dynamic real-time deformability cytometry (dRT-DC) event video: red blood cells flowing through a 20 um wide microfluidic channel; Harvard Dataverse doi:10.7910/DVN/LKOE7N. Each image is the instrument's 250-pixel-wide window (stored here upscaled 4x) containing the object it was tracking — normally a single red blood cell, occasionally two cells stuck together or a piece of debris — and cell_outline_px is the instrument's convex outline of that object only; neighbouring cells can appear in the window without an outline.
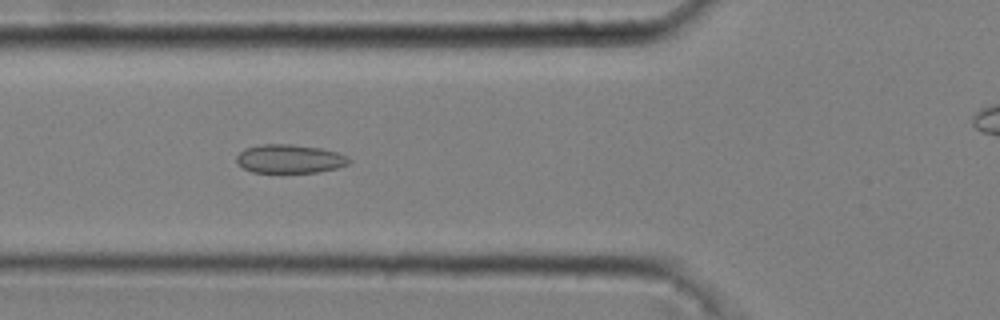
{"species": "common noctule bat (a hibernating species)", "species_latin": "Nyctalus noctula", "temperature_condition": "cold", "stored_images_in_passage": 35, "camera_frame_rate_fps": 3000, "um_per_image_px": 0.085, "animal": {"sex": "male", "body_mass_g": 20.4}, "frame": {"image": 1, "passage_image": 6, "time_ms": 1.667, "image_size_px": [1000, 320], "cell_outline_px": [[352, 160], [348, 164], [336, 168], [316, 172], [252, 172], [244, 168], [236, 160], [236, 156], [244, 148], [260, 144], [292, 144], [320, 148], [336, 152], [348, 156]], "centroid_in_image_um": [24.62, 13.49], "position_along_channel_um": 101.2, "area_um2": 18.73}}
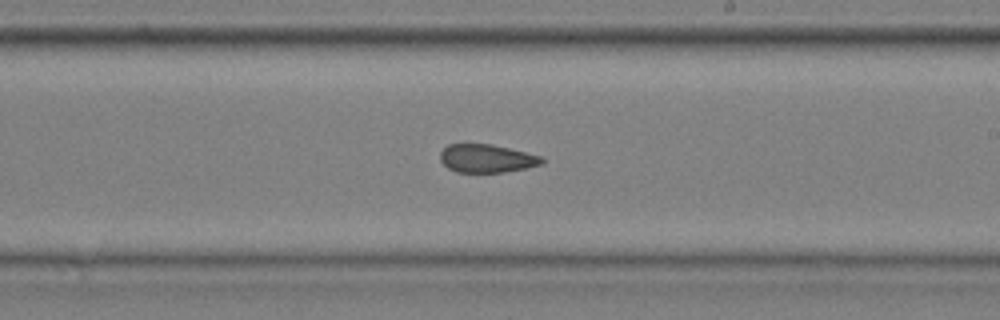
{"frame": {"image": 2, "passage_image": 18, "time_ms": 5.667, "image_size_px": [1000, 320], "cell_outline_px": [[544, 164], [504, 172], [456, 172], [448, 168], [440, 160], [440, 152], [448, 144], [492, 144], [544, 156]], "centroid_in_image_um": [41.39, 13.46], "position_along_channel_um": 247.6, "area_um2": 16.82}}
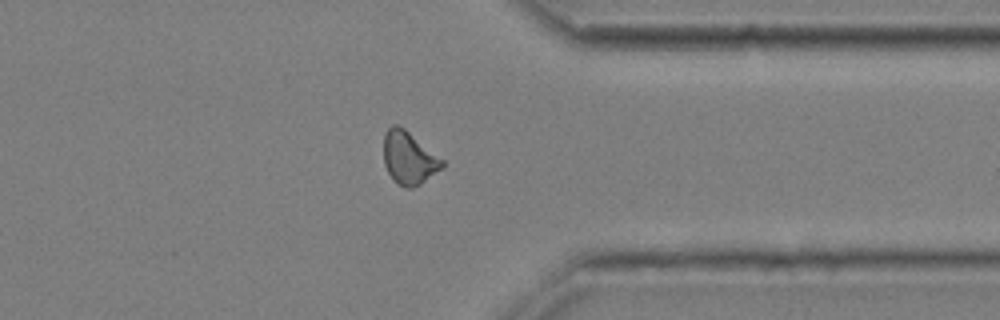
{"frame": {"image": 3, "passage_image": 29, "time_ms": 9.333, "image_size_px": [1000, 320], "cell_outline_px": [[444, 164], [440, 168], [420, 184], [412, 188], [404, 188], [392, 180], [384, 164], [384, 132], [392, 124], [396, 124], [404, 128], [444, 160]], "centroid_in_image_um": [34.72, 13.42], "position_along_channel_um": 376.7, "area_um2": 17.86}, "authors_computed_cell_mechanics": {"area_um2": 17.5712, "velocity_mm_per_s": 3.6646, "shape_relaxation_time_tau1_ms": null, "shape_relaxation_time_tau2_ms": 3.3777, "deformation_change_tau1": null, "deformation_change_tau2": 0.0955}}